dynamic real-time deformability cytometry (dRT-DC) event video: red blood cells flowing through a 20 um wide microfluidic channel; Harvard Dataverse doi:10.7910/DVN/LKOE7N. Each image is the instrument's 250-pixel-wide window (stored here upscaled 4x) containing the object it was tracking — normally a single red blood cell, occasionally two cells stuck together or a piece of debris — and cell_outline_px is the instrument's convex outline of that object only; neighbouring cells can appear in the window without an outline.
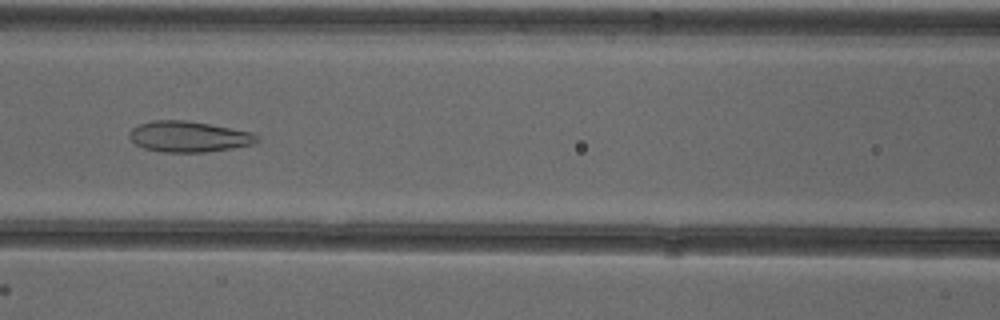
{"species": "common noctule bat (a hibernating species)", "species_latin": "Nyctalus noctula", "temperature_condition": "cold", "stored_images_in_passage": 44, "camera_frame_rate_fps": 3000, "um_per_image_px": 0.085, "animal": {"sex": "female"}, "frame": {"image": 1, "passage_image": 15, "time_ms": 4.667, "image_size_px": [1000, 320], "cell_outline_px": [[260, 140], [252, 144], [232, 148], [204, 152], [164, 152], [144, 148], [136, 144], [128, 136], [128, 132], [132, 128], [140, 124], [152, 120], [184, 120], [208, 124], [252, 132], [260, 136]], "centroid_in_image_um": [16.04, 11.61], "position_along_channel_um": 150.6, "area_um2": 22.83}}
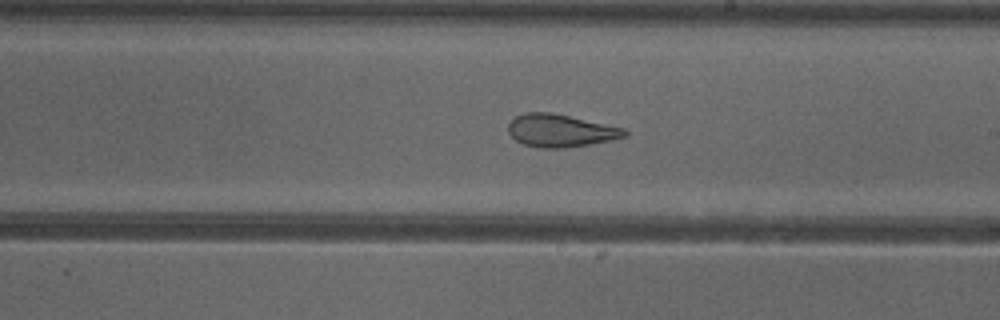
{"frame": {"image": 2, "passage_image": 22, "time_ms": 7.0, "image_size_px": [1000, 320], "cell_outline_px": [[628, 136], [612, 140], [564, 148], [544, 148], [524, 144], [516, 140], [508, 132], [508, 124], [516, 116], [524, 112], [552, 112], [624, 128], [628, 132]], "centroid_in_image_um": [47.65, 11.09], "position_along_channel_um": 241.4, "area_um2": 22.08}}
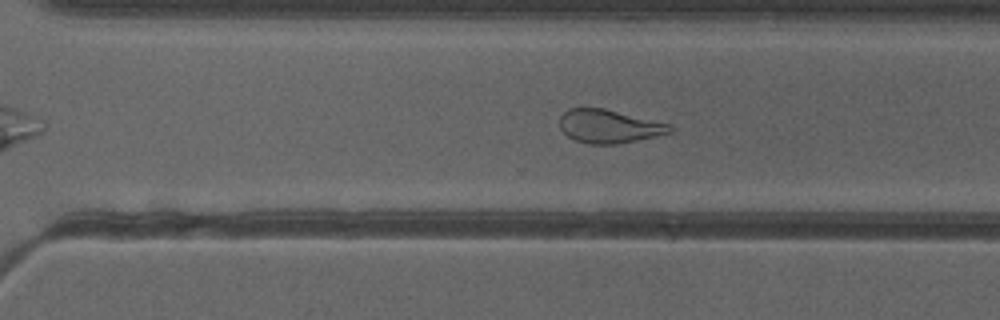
{"frame": {"image": 3, "passage_image": 28, "time_ms": 9.0, "image_size_px": [1000, 320], "cell_outline_px": [[672, 132], [636, 140], [616, 144], [588, 144], [576, 140], [568, 136], [560, 128], [560, 116], [568, 108], [604, 108], [672, 124]], "centroid_in_image_um": [51.76, 10.73], "position_along_channel_um": 318.8, "area_um2": 21.39}, "authors_computed_cell_mechanics": {"area_um2": 25.7788, "velocity_mm_per_s": 3.9077, "shape_relaxation_time_tau1_ms": null, "shape_relaxation_time_tau2_ms": 1.8459, "deformation_change_tau1": null, "deformation_change_tau2": 0.1006}}